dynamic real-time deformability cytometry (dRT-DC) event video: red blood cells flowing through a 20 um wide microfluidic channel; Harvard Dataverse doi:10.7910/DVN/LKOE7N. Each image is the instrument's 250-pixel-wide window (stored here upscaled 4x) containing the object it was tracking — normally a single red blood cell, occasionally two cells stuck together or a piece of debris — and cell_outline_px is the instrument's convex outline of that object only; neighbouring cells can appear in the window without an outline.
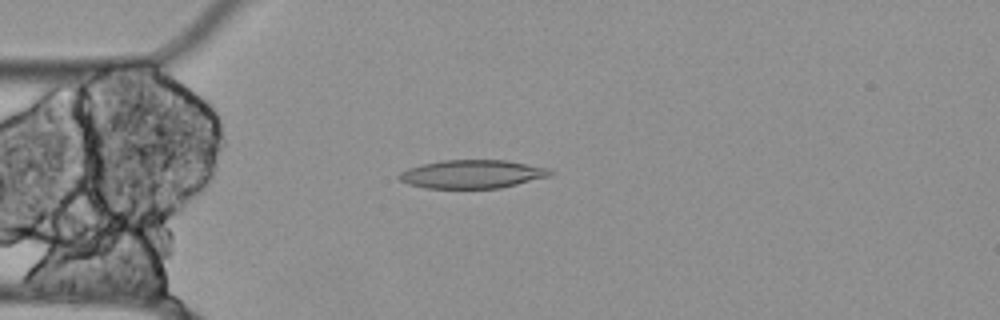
{"species": "Egyptian fruit bat (a non-hibernating species)", "species_latin": "Rousettus aegyptiacus", "temperature_condition": "cold", "stored_images_in_passage": 55, "camera_frame_rate_fps": 3000, "um_per_image_px": 0.085, "animal": {"sex": "female"}, "frame": {"image": 1, "passage_image": 14, "time_ms": 4.333, "image_size_px": [1000, 320], "cell_outline_px": [[556, 172], [552, 176], [500, 188], [424, 188], [408, 184], [400, 180], [396, 176], [400, 172], [408, 168], [420, 164], [440, 160], [508, 160], [548, 168]], "centroid_in_image_um": [40.15, 14.79], "position_along_channel_um": 44.9, "area_um2": 25.32}}
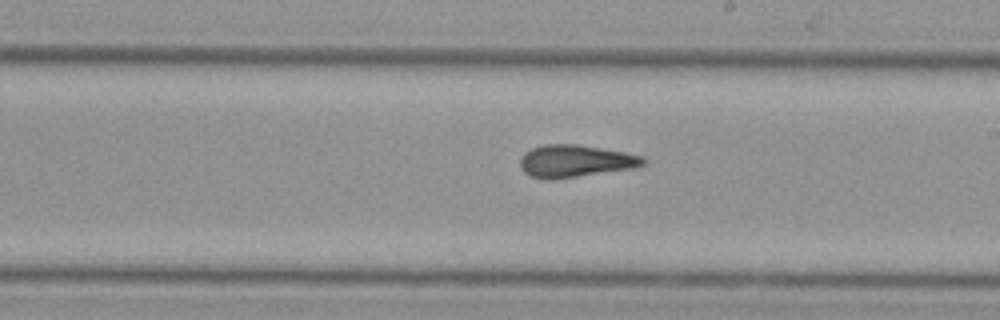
{"frame": {"image": 2, "passage_image": 31, "time_ms": 10.0, "image_size_px": [1000, 320], "cell_outline_px": [[648, 160], [644, 164], [636, 168], [548, 180], [544, 180], [532, 176], [524, 172], [520, 168], [520, 156], [524, 152], [532, 148], [544, 144], [576, 144], [624, 152], [644, 156]], "centroid_in_image_um": [48.9, 13.69], "position_along_channel_um": 240.1, "area_um2": 23.29}}
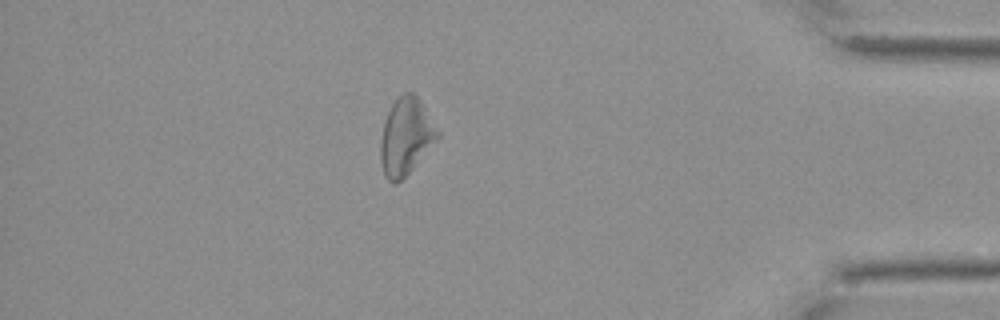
{"frame": {"image": 3, "passage_image": 48, "time_ms": 15.667, "image_size_px": [1000, 320], "cell_outline_px": [[440, 136], [412, 168], [396, 184], [388, 180], [384, 176], [380, 160], [380, 144], [384, 124], [388, 112], [392, 104], [404, 92], [412, 92], [420, 100], [440, 132]], "centroid_in_image_um": [34.49, 11.6], "position_along_channel_um": 400.7, "area_um2": 25.09}, "authors_computed_cell_mechanics": {"area_um2": 25.0274, "velocity_mm_per_s": 3.5223, "shape_relaxation_time_tau1_ms": null, "shape_relaxation_time_tau2_ms": 3.2213, "deformation_change_tau1": null, "deformation_change_tau2": 0.1262}}